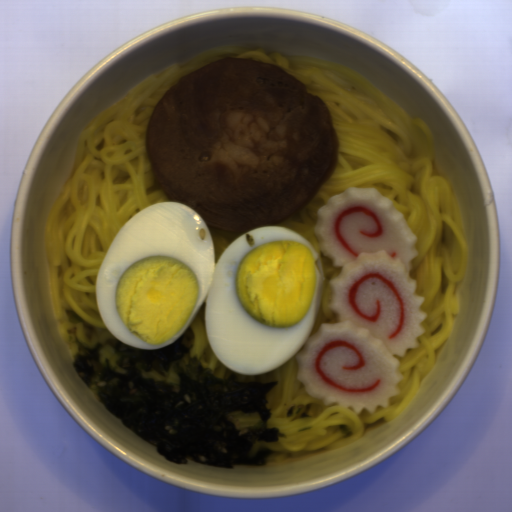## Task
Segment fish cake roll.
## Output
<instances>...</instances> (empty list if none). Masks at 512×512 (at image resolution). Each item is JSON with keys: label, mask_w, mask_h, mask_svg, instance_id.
Returning <instances> with one entry per match:
<instances>
[{"label": "fish cake roll", "mask_w": 512, "mask_h": 512, "mask_svg": "<svg viewBox=\"0 0 512 512\" xmlns=\"http://www.w3.org/2000/svg\"><path fill=\"white\" fill-rule=\"evenodd\" d=\"M313 233L324 257L341 268L328 285L337 323L321 324L293 355L298 381L324 405L374 413L400 395L397 371L426 333L425 297L409 278L418 237L405 215L376 188L349 187L317 211Z\"/></svg>", "instance_id": "14b837c1"}]
</instances>
